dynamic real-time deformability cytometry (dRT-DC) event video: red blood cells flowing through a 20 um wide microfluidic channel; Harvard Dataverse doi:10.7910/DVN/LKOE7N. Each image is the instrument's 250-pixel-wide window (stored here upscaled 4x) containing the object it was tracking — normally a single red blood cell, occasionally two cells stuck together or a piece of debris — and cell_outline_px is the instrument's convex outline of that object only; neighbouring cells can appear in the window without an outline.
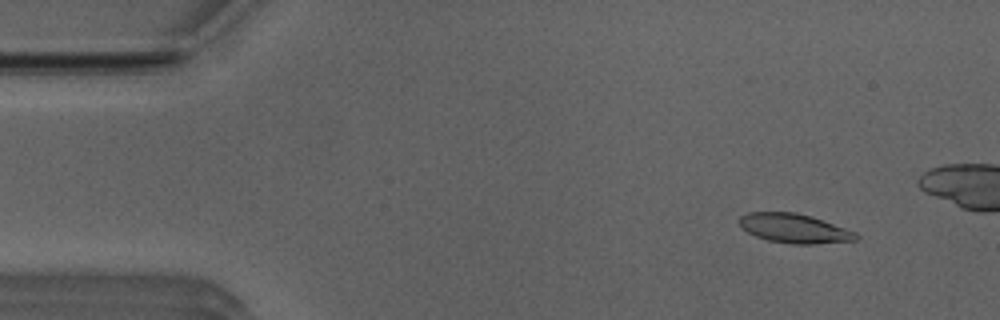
{"species": "Egyptian fruit bat (a non-hibernating species)", "species_latin": "Rousettus aegyptiacus", "temperature_condition": "room temperature", "stored_images_in_passage": 15, "camera_frame_rate_fps": 3000, "um_per_image_px": 0.085, "animal": {"sex": "male"}, "frame": {"image": 1, "passage_image": 5, "time_ms": 1.333, "image_size_px": [1000, 320], "cell_outline_px": [[860, 236], [856, 240], [816, 244], [788, 244], [768, 240], [756, 236], [740, 228], [740, 216], [748, 212], [796, 212], [812, 216], [856, 232]], "centroid_in_image_um": [67.51, 19.41], "position_along_channel_um": 17.5, "area_um2": 20.0}}